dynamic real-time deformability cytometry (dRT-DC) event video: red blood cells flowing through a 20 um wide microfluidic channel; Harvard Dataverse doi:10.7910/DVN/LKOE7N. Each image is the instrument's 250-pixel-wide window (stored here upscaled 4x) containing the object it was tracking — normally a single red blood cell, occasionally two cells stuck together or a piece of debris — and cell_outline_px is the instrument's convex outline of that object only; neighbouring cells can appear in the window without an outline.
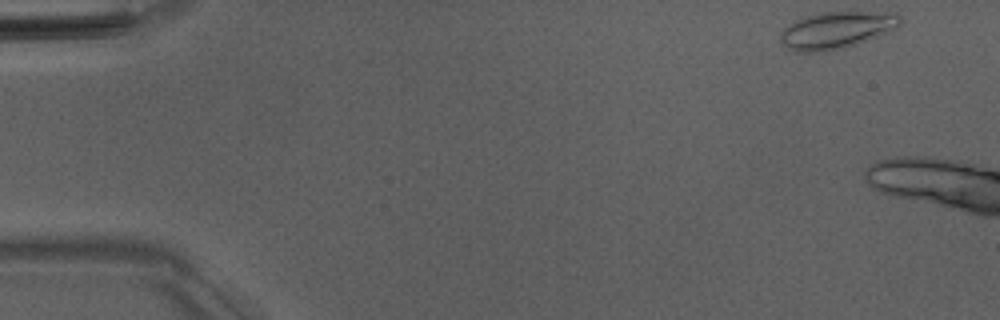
{"species": "Egyptian fruit bat (a non-hibernating species)", "species_latin": "Rousettus aegyptiacus", "temperature_condition": "room temperature", "stored_images_in_passage": 6, "camera_frame_rate_fps": 3000, "um_per_image_px": 0.085, "animal": {"sex": "male"}, "frame": {"image": 1, "passage_image": 1, "time_ms": 0.0, "image_size_px": [1000, 320], "cell_outline_px": [[900, 24], [896, 28], [856, 44], [844, 48], [812, 52], [800, 52], [788, 48], [780, 40], [780, 32], [784, 28], [796, 20], [808, 16], [824, 12], [896, 12], [900, 16]], "centroid_in_image_um": [71.11, 2.55], "position_along_channel_um": 13.9, "area_um2": 25.32}}